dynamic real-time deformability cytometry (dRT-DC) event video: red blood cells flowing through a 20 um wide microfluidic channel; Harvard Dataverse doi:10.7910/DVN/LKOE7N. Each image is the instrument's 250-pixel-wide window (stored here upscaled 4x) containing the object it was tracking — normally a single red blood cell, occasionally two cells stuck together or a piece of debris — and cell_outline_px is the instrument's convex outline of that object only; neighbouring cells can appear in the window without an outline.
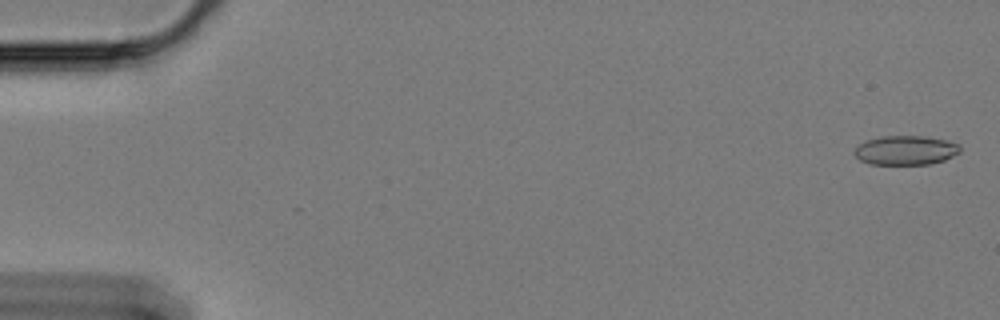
{"species": "Egyptian fruit bat (a non-hibernating species)", "species_latin": "Rousettus aegyptiacus", "temperature_condition": "cold", "stored_images_in_passage": 59, "camera_frame_rate_fps": 3000, "um_per_image_px": 0.085, "animal": {"sex": "female"}, "frame": {"image": 1, "passage_image": 1, "time_ms": 0.0, "image_size_px": [1000, 320], "cell_outline_px": [[960, 152], [944, 160], [928, 164], [868, 164], [860, 160], [852, 152], [860, 144], [868, 140], [880, 136], [928, 136], [960, 144]], "centroid_in_image_um": [76.98, 12.77], "position_along_channel_um": 8.0, "area_um2": 17.98}}
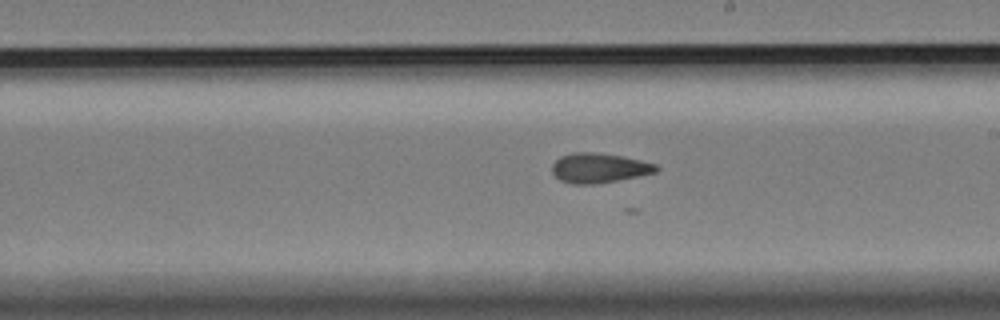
{"frame": {"image": 2, "passage_image": 34, "time_ms": 11.0, "image_size_px": [1000, 320], "cell_outline_px": [[660, 168], [656, 172], [596, 184], [572, 184], [560, 180], [552, 172], [552, 164], [560, 156], [572, 152], [592, 152], [624, 156], [656, 164]], "centroid_in_image_um": [50.9, 14.27], "position_along_channel_um": 238.1, "area_um2": 17.98}}
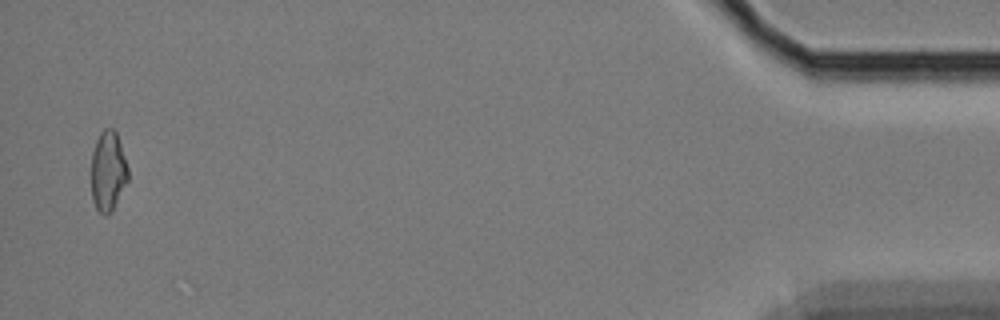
{"frame": {"image": 3, "passage_image": 58, "time_ms": 19.0, "image_size_px": [1000, 320], "cell_outline_px": [[128, 180], [112, 212], [104, 216], [96, 208], [92, 200], [92, 152], [96, 140], [100, 132], [104, 128], [112, 128], [116, 132], [128, 168]], "centroid_in_image_um": [9.18, 14.57], "position_along_channel_um": 426.0, "area_um2": 17.11}, "authors_computed_cell_mechanics": {"area_um2": 18.0336, "velocity_mm_per_s": 3.3714, "shape_relaxation_time_tau1_ms": null, "shape_relaxation_time_tau2_ms": 2.4422, "deformation_change_tau1": null, "deformation_change_tau2": 0.0798}}